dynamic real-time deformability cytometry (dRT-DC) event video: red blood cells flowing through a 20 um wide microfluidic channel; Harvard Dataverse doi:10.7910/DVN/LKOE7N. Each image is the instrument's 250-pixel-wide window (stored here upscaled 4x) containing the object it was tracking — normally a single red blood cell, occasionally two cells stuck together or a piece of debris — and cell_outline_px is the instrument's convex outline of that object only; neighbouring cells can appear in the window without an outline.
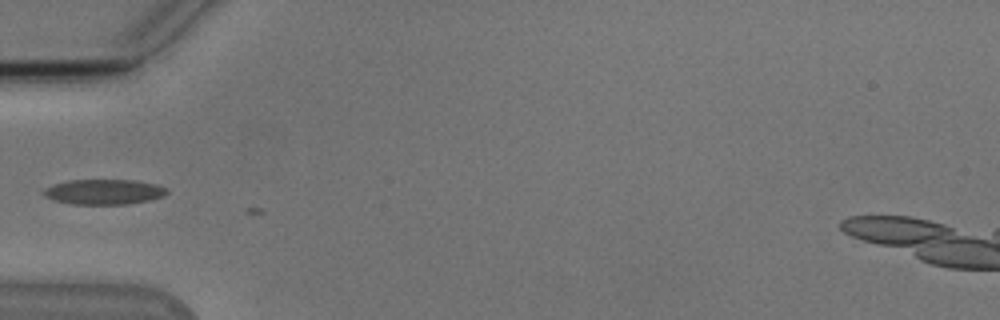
{"species": "Egyptian fruit bat (a non-hibernating species)", "species_latin": "Rousettus aegyptiacus", "temperature_condition": "cold", "stored_images_in_passage": 2, "camera_frame_rate_fps": 3000, "um_per_image_px": 0.085, "animal": {"sex": "male"}, "frame": {"image": 1, "passage_image": 1, "time_ms": 0.0, "image_size_px": [1000, 320], "cell_outline_px": [[168, 192], [164, 196], [148, 200], [128, 204], [72, 204], [52, 200], [44, 196], [44, 188], [68, 180], [136, 180], [156, 184], [168, 188]], "centroid_in_image_um": [8.85, 16.3], "position_along_channel_um": 76.1, "area_um2": 18.09}}